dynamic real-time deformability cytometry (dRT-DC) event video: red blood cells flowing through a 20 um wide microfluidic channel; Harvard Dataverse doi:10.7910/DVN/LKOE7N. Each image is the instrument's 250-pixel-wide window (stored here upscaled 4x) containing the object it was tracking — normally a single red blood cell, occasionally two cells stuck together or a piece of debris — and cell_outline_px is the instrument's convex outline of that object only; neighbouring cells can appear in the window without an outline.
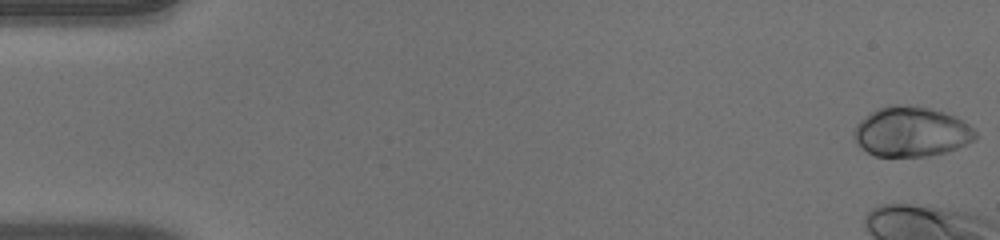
{"species": "human", "species_latin": "Homo sapiens", "temperature_condition": "warm", "stored_images_in_passage": 9, "camera_frame_rate_fps": 3000, "um_per_image_px": 0.085, "donor": {"sex": "male"}, "frame": {"image": 1, "passage_image": 1, "time_ms": 0.0, "image_size_px": [1000, 240], "cell_outline_px": [[976, 140], [956, 148], [944, 152], [928, 156], [876, 156], [860, 148], [852, 136], [852, 132], [856, 124], [860, 120], [872, 112], [888, 104], [896, 104], [928, 108], [944, 112], [956, 116], [968, 124], [976, 132]], "centroid_in_image_um": [77.44, 11.2], "position_along_channel_um": 7.6, "area_um2": 35.32}}